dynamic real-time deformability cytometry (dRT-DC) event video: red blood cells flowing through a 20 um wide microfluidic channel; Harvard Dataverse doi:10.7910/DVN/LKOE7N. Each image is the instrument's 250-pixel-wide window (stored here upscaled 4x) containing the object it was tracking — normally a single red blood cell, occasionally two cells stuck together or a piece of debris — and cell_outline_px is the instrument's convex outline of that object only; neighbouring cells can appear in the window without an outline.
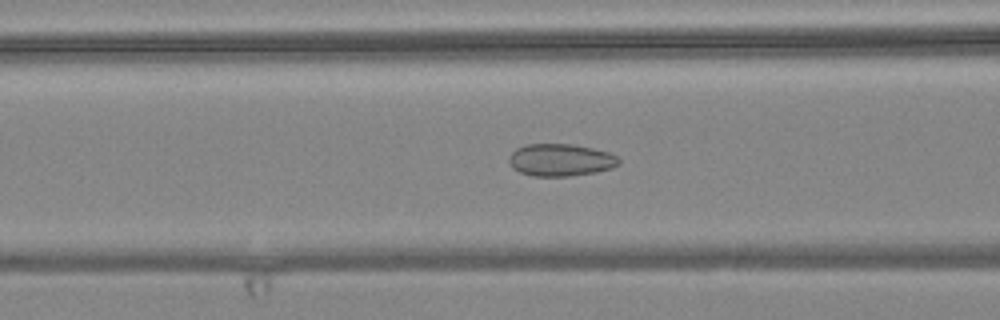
{"species": "common noctule bat (a hibernating species)", "species_latin": "Nyctalus noctula", "temperature_condition": "warm", "stored_images_in_passage": 56, "camera_frame_rate_fps": 3000, "um_per_image_px": 0.085, "animal": {"sex": "female", "body_mass_g": 24.6, "forearm_length_mm": 56.2}, "frame": {"image": 1, "passage_image": 22, "time_ms": 7.0, "image_size_px": [1000, 320], "cell_outline_px": [[620, 164], [612, 168], [596, 172], [568, 176], [532, 176], [520, 172], [512, 168], [508, 160], [508, 156], [516, 148], [524, 144], [572, 144], [592, 148], [608, 152], [616, 156], [620, 160]], "centroid_in_image_um": [47.62, 13.59], "position_along_channel_um": 119.0, "area_um2": 20.81}}
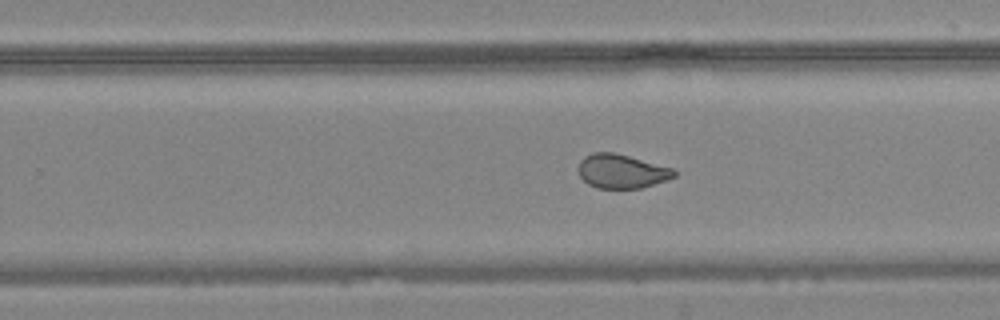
{"frame": {"image": 2, "passage_image": 35, "time_ms": 11.333, "image_size_px": [1000, 320], "cell_outline_px": [[676, 176], [668, 180], [640, 188], [596, 188], [588, 184], [580, 176], [576, 168], [580, 160], [584, 156], [592, 152], [616, 152], [676, 168]], "centroid_in_image_um": [52.85, 14.54], "position_along_channel_um": 276.9, "area_um2": 19.48}}
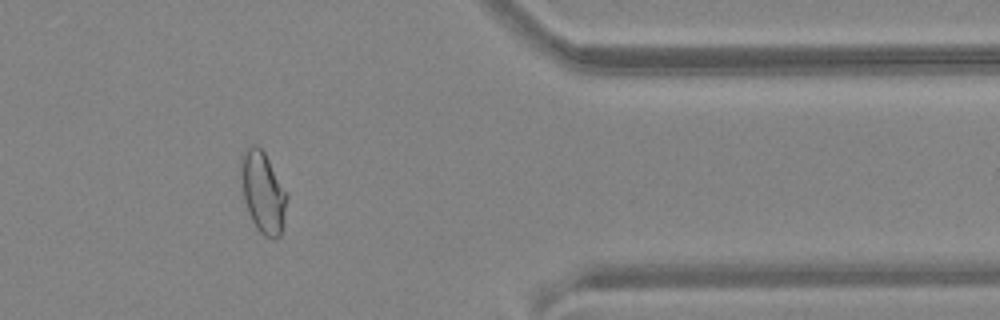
{"frame": {"image": 3, "passage_image": 46, "time_ms": 15.0, "image_size_px": [1000, 320], "cell_outline_px": [[288, 200], [280, 236], [272, 240], [264, 236], [256, 228], [248, 212], [244, 200], [240, 176], [240, 156], [248, 148], [256, 144], [264, 152], [288, 196]], "centroid_in_image_um": [22.33, 16.37], "position_along_channel_um": 389.1, "area_um2": 21.68}, "authors_computed_cell_mechanics": {"area_um2": 22.253, "velocity_mm_per_s": 3.6482, "shape_relaxation_time_tau1_ms": null, "shape_relaxation_time_tau2_ms": 1.01, "deformation_change_tau1": null, "deformation_change_tau2": 0.0518}}